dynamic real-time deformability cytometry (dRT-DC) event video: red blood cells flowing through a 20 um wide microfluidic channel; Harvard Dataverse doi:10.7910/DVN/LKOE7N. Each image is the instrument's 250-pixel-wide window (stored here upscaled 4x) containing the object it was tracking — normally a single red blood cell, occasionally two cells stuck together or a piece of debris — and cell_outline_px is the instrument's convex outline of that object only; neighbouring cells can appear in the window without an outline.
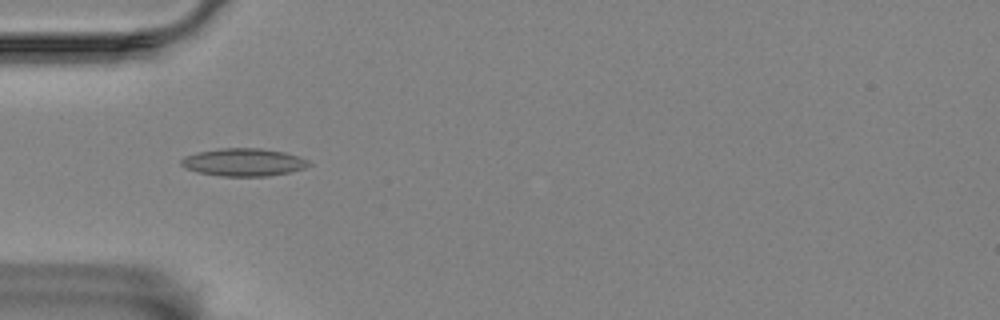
{"species": "Egyptian fruit bat (a non-hibernating species)", "species_latin": "Rousettus aegyptiacus", "temperature_condition": "room temperature", "stored_images_in_passage": 43, "camera_frame_rate_fps": 3000, "um_per_image_px": 0.085, "animal": {"sex": "female"}, "frame": {"image": 1, "passage_image": 4, "time_ms": 1.0, "image_size_px": [1000, 320], "cell_outline_px": [[312, 164], [304, 168], [288, 172], [268, 176], [220, 176], [196, 172], [180, 164], [180, 160], [184, 156], [196, 152], [220, 148], [260, 148], [284, 152], [300, 156], [308, 160]], "centroid_in_image_um": [20.7, 13.78], "position_along_channel_um": 64.3, "area_um2": 20.69}}
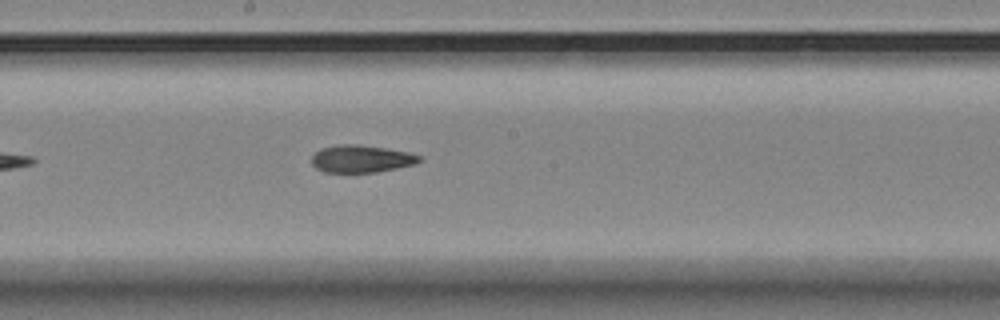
{"frame": {"image": 2, "passage_image": 17, "time_ms": 5.333, "image_size_px": [1000, 320], "cell_outline_px": [[424, 160], [412, 164], [396, 168], [376, 172], [324, 172], [316, 168], [312, 164], [312, 156], [320, 148], [336, 144], [356, 144], [384, 148], [408, 152], [420, 156]], "centroid_in_image_um": [30.68, 13.49], "position_along_channel_um": 217.5, "area_um2": 17.11}}
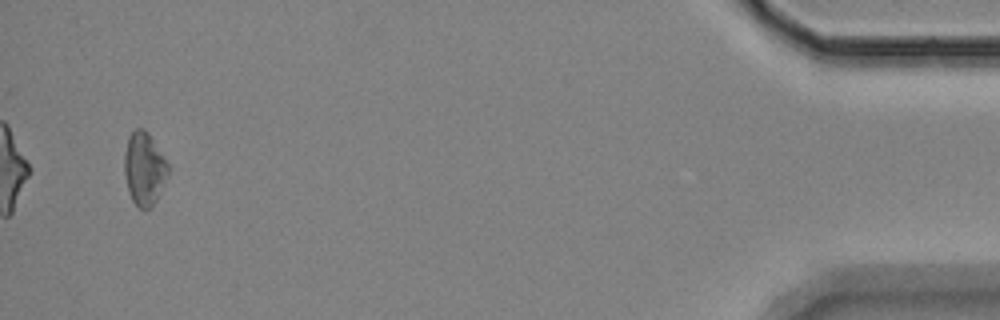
{"frame": {"image": 3, "passage_image": 41, "time_ms": 13.333, "image_size_px": [1000, 320], "cell_outline_px": [[168, 176], [156, 200], [148, 208], [140, 208], [132, 200], [128, 192], [124, 172], [124, 152], [128, 136], [136, 128], [144, 128], [148, 132], [168, 164]], "centroid_in_image_um": [12.24, 14.31], "position_along_channel_um": 423.0, "area_um2": 18.5}, "authors_computed_cell_mechanics": {"area_um2": 17.8602, "velocity_mm_per_s": 3.5317, "shape_relaxation_time_tau1_ms": null, "shape_relaxation_time_tau2_ms": 3.4251, "deformation_change_tau1": null, "deformation_change_tau2": 0.1008}}